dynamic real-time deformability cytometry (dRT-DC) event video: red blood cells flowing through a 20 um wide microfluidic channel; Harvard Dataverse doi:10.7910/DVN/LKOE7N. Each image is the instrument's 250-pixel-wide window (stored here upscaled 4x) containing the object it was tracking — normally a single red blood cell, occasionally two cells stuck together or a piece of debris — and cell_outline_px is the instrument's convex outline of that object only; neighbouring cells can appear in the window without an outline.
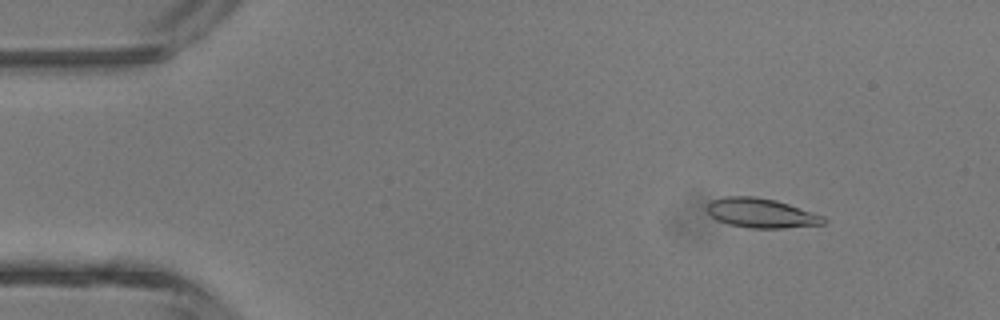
{"species": "common noctule bat (a hibernating species)", "species_latin": "Nyctalus noctula", "temperature_condition": "room temperature", "stored_images_in_passage": 4, "camera_frame_rate_fps": 3000, "um_per_image_px": 0.085, "animal": {"sex": "male", "body_mass_g": 13.3}, "frame": {"image": 1, "passage_image": 2, "time_ms": 1.333, "image_size_px": [1000, 320], "cell_outline_px": [[828, 220], [824, 224], [784, 228], [748, 228], [728, 224], [716, 220], [708, 212], [708, 204], [712, 200], [724, 196], [756, 196], [776, 200], [824, 216]], "centroid_in_image_um": [64.71, 18.11], "position_along_channel_um": 20.3, "area_um2": 20.06}}
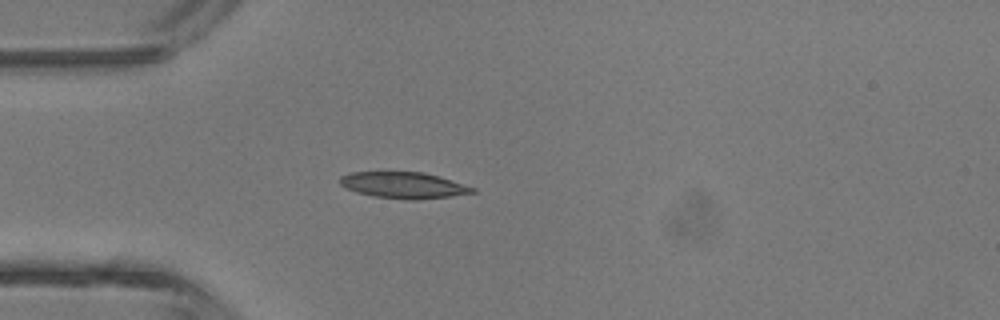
{"frame": {"image": 2, "passage_image": 4, "time_ms": 3.667, "image_size_px": [1000, 320], "cell_outline_px": [[476, 192], [452, 196], [416, 200], [408, 200], [372, 196], [356, 192], [344, 188], [340, 184], [340, 176], [352, 172], [424, 172], [476, 188]], "centroid_in_image_um": [34.28, 15.75], "position_along_channel_um": 50.7, "area_um2": 20.29}}